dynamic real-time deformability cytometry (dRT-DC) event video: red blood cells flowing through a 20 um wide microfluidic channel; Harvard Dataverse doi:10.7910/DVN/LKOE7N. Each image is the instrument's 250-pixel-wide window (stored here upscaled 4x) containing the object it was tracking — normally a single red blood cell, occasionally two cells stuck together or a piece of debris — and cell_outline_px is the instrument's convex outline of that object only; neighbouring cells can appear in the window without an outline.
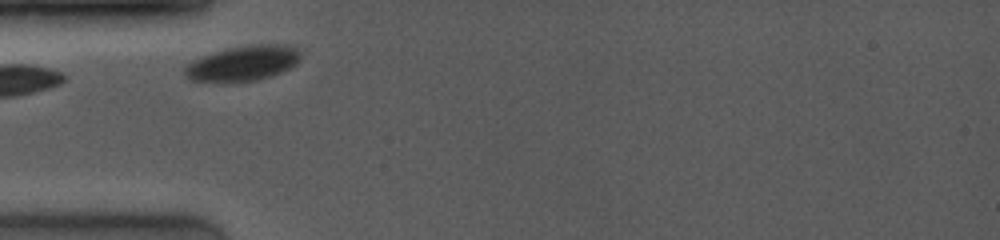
{"species": "common noctule bat (a hibernating species)", "species_latin": "Nyctalus noctula", "temperature_condition": "room temperature", "stored_images_in_passage": 2, "camera_frame_rate_fps": 4000, "um_per_image_px": 0.085, "animal": {"sex": "female", "body_mass_g": 19.0, "forearm_length_mm": 53.3}, "frame": {"image": 1, "passage_image": 1, "time_ms": 0.0, "image_size_px": [1000, 240], "cell_outline_px": [[300, 60], [296, 64], [272, 76], [256, 80], [232, 84], [192, 80], [184, 76], [184, 68], [192, 60], [200, 56], [224, 48], [252, 44], [280, 44], [296, 48], [300, 52]], "centroid_in_image_um": [20.6, 5.4], "position_along_channel_um": 64.4, "area_um2": 24.33}}
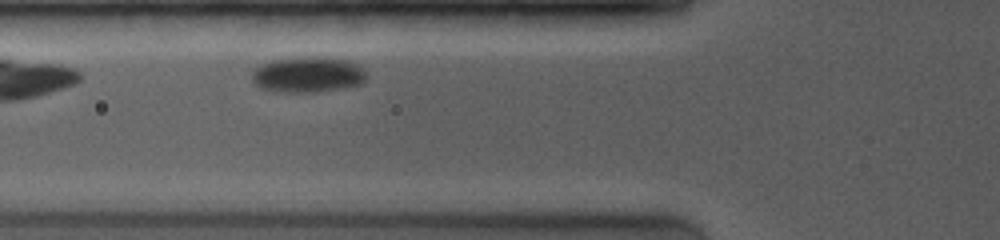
{"frame": {"image": 2, "passage_image": 2, "time_ms": 1.0, "image_size_px": [1000, 240], "cell_outline_px": [[368, 76], [360, 84], [340, 88], [316, 92], [276, 92], [260, 88], [252, 80], [252, 72], [260, 64], [272, 60], [300, 56], [324, 56], [348, 60], [356, 64]], "centroid_in_image_um": [26.13, 6.32], "position_along_channel_um": 99.7, "area_um2": 24.04}}